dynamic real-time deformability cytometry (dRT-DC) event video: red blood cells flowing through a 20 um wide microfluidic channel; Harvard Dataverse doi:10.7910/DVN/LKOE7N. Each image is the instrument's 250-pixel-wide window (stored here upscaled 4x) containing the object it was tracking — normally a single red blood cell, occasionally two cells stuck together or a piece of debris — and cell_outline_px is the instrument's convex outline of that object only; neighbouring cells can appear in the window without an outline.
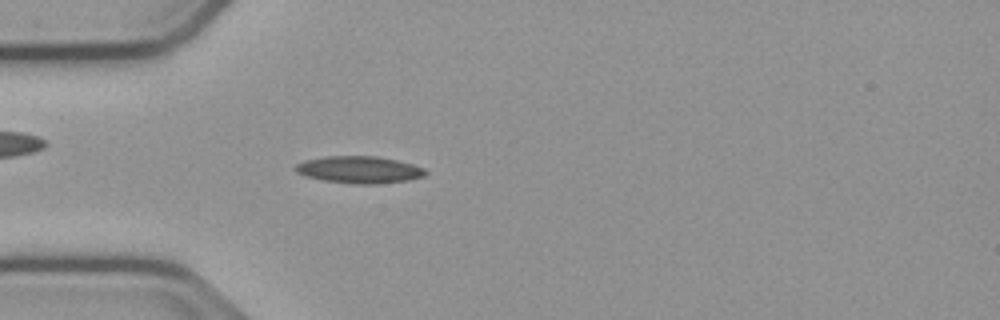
{"species": "common noctule bat (a hibernating species)", "species_latin": "Nyctalus noctula", "temperature_condition": "cold", "stored_images_in_passage": 54, "camera_frame_rate_fps": 3000, "um_per_image_px": 0.085, "animal": {"sex": "male", "body_mass_g": 23.1, "forearm_length_mm": 52.7}, "frame": {"image": 1, "passage_image": 15, "time_ms": 4.667, "image_size_px": [1000, 320], "cell_outline_px": [[428, 172], [424, 176], [412, 180], [376, 184], [356, 184], [324, 180], [308, 176], [296, 172], [292, 168], [296, 164], [304, 160], [324, 156], [376, 156], [396, 160], [412, 164], [424, 168]], "centroid_in_image_um": [30.55, 14.42], "position_along_channel_um": 54.5, "area_um2": 20.58}}
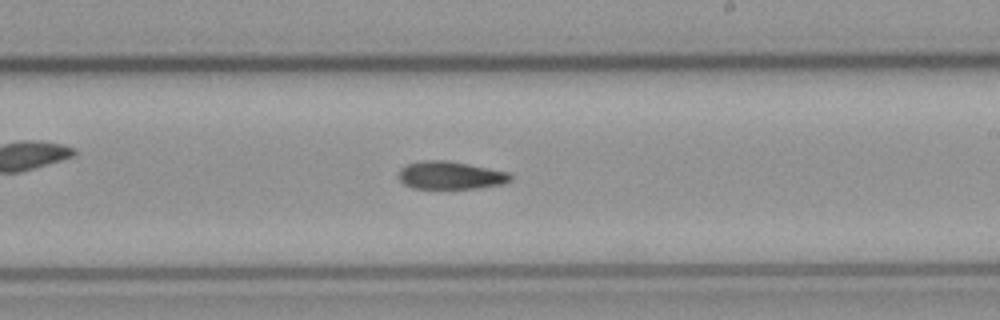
{"frame": {"image": 2, "passage_image": 31, "time_ms": 10.0, "image_size_px": [1000, 320], "cell_outline_px": [[512, 180], [500, 184], [472, 188], [412, 188], [404, 184], [400, 180], [400, 168], [408, 164], [424, 160], [448, 160], [508, 172], [512, 176]], "centroid_in_image_um": [38.27, 14.89], "position_along_channel_um": 250.7, "area_um2": 17.86}}
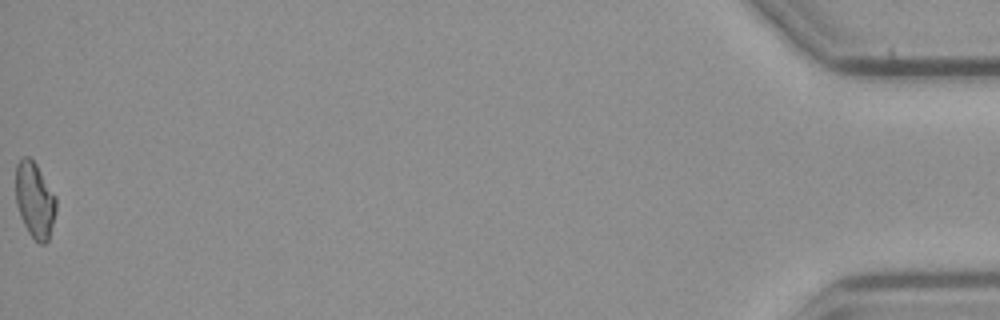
{"frame": {"image": 3, "passage_image": 54, "time_ms": 17.667, "image_size_px": [1000, 320], "cell_outline_px": [[56, 212], [48, 240], [44, 244], [40, 244], [28, 232], [20, 216], [16, 204], [16, 164], [24, 156], [28, 156], [36, 164], [56, 196]], "centroid_in_image_um": [2.96, 17.01], "position_along_channel_um": 432.2, "area_um2": 17.74}}